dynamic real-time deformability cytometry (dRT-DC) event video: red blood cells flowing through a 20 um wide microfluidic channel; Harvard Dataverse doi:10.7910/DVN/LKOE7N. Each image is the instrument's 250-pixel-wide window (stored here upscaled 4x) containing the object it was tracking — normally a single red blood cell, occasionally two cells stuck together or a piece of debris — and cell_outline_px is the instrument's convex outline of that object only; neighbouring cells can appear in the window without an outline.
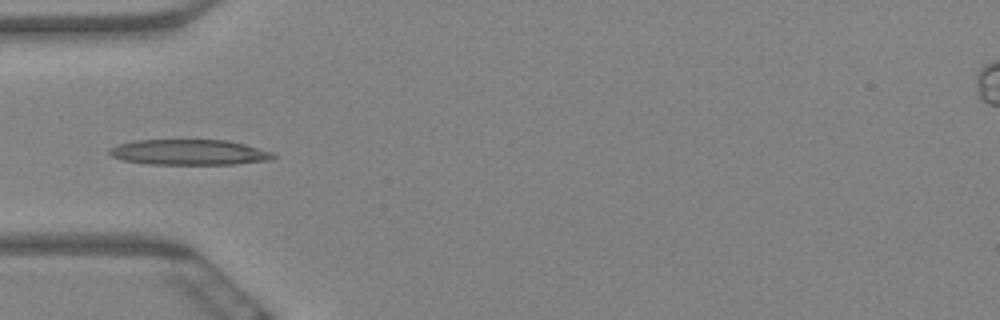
{"species": "Egyptian fruit bat (a non-hibernating species)", "species_latin": "Rousettus aegyptiacus", "temperature_condition": "warm", "stored_images_in_passage": 7, "camera_frame_rate_fps": 3000, "um_per_image_px": 0.085, "animal": {"sex": "female"}, "frame": {"image": 1, "passage_image": 2, "time_ms": 0.333, "image_size_px": [1000, 320], "cell_outline_px": [[276, 156], [272, 160], [236, 164], [148, 164], [124, 160], [112, 156], [108, 152], [108, 148], [116, 144], [132, 140], [224, 140], [244, 144], [272, 152]], "centroid_in_image_um": [16.04, 12.94], "position_along_channel_um": 69.0, "area_um2": 24.39}}
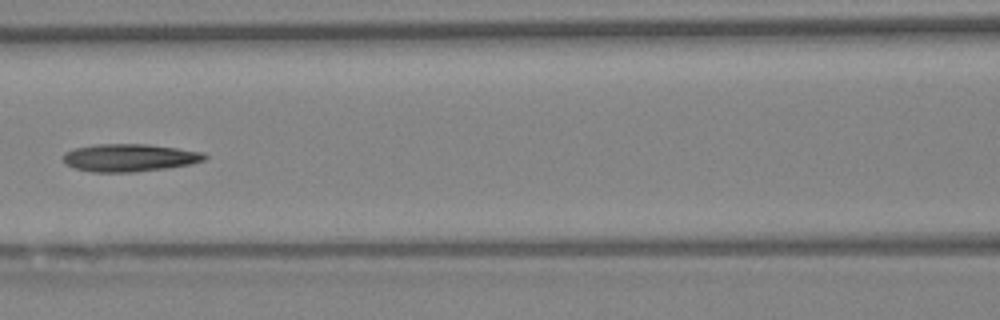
{"frame": {"image": 2, "passage_image": 4, "time_ms": 1.0, "image_size_px": [1000, 320], "cell_outline_px": [[208, 156], [204, 160], [192, 164], [168, 168], [136, 172], [92, 172], [76, 168], [64, 164], [64, 152], [72, 148], [96, 144], [148, 144], [204, 152]], "centroid_in_image_um": [11.01, 13.4], "position_along_channel_um": 155.6, "area_um2": 23.0}}
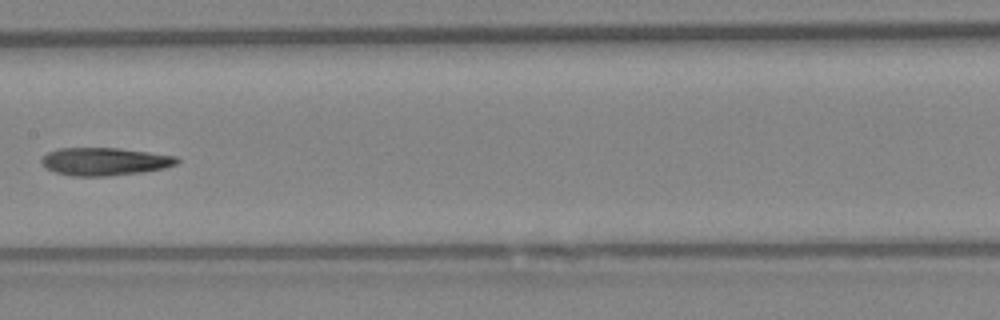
{"frame": {"image": 3, "passage_image": 5, "time_ms": 1.333, "image_size_px": [1000, 320], "cell_outline_px": [[180, 160], [176, 164], [164, 168], [140, 172], [108, 176], [72, 176], [56, 172], [40, 164], [40, 160], [48, 152], [60, 148], [116, 148], [180, 156]], "centroid_in_image_um": [8.91, 13.72], "position_along_channel_um": 198.5, "area_um2": 21.91}}